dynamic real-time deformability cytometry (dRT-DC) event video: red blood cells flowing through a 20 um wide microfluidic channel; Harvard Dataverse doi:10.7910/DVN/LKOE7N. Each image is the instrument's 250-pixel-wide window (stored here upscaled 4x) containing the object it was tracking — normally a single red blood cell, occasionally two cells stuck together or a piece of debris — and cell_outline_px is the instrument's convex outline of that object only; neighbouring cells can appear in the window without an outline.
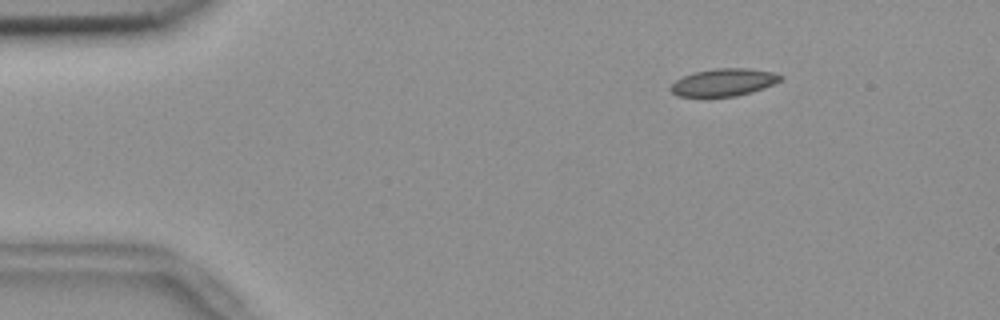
{"species": "common noctule bat (a hibernating species)", "species_latin": "Nyctalus noctula", "temperature_condition": "room temperature", "stored_images_in_passage": 55, "camera_frame_rate_fps": 3000, "um_per_image_px": 0.085, "animal": {"sex": "female", "body_mass_g": 18.4}, "frame": {"image": 1, "passage_image": 8, "time_ms": 2.333, "image_size_px": [1000, 320], "cell_outline_px": [[784, 76], [780, 80], [764, 88], [752, 92], [736, 96], [680, 96], [672, 92], [668, 88], [676, 80], [684, 76], [696, 72], [716, 68], [748, 68], [772, 72]], "centroid_in_image_um": [61.52, 6.99], "position_along_channel_um": 23.5, "area_um2": 17.34}}
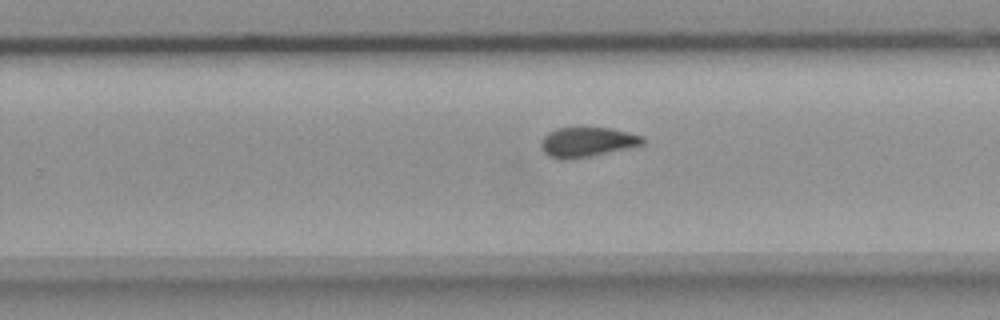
{"frame": {"image": 2, "passage_image": 35, "time_ms": 11.333, "image_size_px": [1000, 320], "cell_outline_px": [[644, 144], [632, 148], [592, 156], [564, 160], [548, 156], [544, 152], [540, 144], [540, 140], [548, 132], [556, 128], [612, 128], [644, 136]], "centroid_in_image_um": [49.93, 12.08], "position_along_channel_um": 279.9, "area_um2": 17.86}}
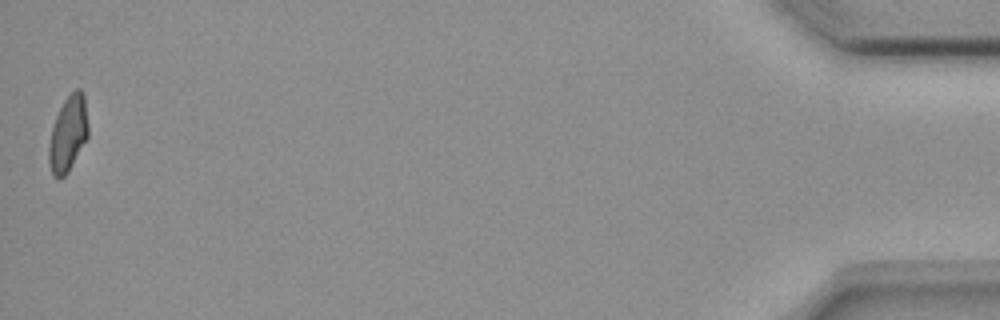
{"frame": {"image": 3, "passage_image": 55, "time_ms": 18.0, "image_size_px": [1000, 320], "cell_outline_px": [[88, 136], [68, 172], [64, 176], [52, 176], [48, 160], [48, 144], [52, 128], [56, 116], [64, 100], [76, 88], [80, 88], [84, 92], [88, 124]], "centroid_in_image_um": [5.79, 11.35], "position_along_channel_um": 429.4, "area_um2": 17.28}, "authors_computed_cell_mechanics": {"area_um2": 17.9758, "velocity_mm_per_s": 3.6552, "shape_relaxation_time_tau1_ms": null, "shape_relaxation_time_tau2_ms": 2.8181, "deformation_change_tau1": null, "deformation_change_tau2": 0.0864}}